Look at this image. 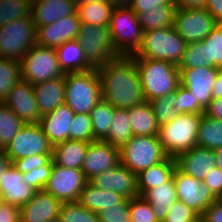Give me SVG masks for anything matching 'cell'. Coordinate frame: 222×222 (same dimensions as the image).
I'll list each match as a JSON object with an SVG mask.
<instances>
[{"instance_id": "6da1fadb", "label": "cell", "mask_w": 222, "mask_h": 222, "mask_svg": "<svg viewBox=\"0 0 222 222\" xmlns=\"http://www.w3.org/2000/svg\"><path fill=\"white\" fill-rule=\"evenodd\" d=\"M102 98L114 108L128 109L145 101L137 64L122 55L97 68Z\"/></svg>"}, {"instance_id": "7a4b0ae2", "label": "cell", "mask_w": 222, "mask_h": 222, "mask_svg": "<svg viewBox=\"0 0 222 222\" xmlns=\"http://www.w3.org/2000/svg\"><path fill=\"white\" fill-rule=\"evenodd\" d=\"M137 64L145 101L164 97L180 85L178 66L150 58L133 57Z\"/></svg>"}, {"instance_id": "3957f363", "label": "cell", "mask_w": 222, "mask_h": 222, "mask_svg": "<svg viewBox=\"0 0 222 222\" xmlns=\"http://www.w3.org/2000/svg\"><path fill=\"white\" fill-rule=\"evenodd\" d=\"M202 114L180 113L175 119L159 127V141L168 157L198 146V131Z\"/></svg>"}, {"instance_id": "277c9868", "label": "cell", "mask_w": 222, "mask_h": 222, "mask_svg": "<svg viewBox=\"0 0 222 222\" xmlns=\"http://www.w3.org/2000/svg\"><path fill=\"white\" fill-rule=\"evenodd\" d=\"M65 104L75 114L88 113L102 99L97 68L85 72L65 73Z\"/></svg>"}, {"instance_id": "5b68a950", "label": "cell", "mask_w": 222, "mask_h": 222, "mask_svg": "<svg viewBox=\"0 0 222 222\" xmlns=\"http://www.w3.org/2000/svg\"><path fill=\"white\" fill-rule=\"evenodd\" d=\"M186 45L174 27L150 30L143 32L142 44L131 56L164 60L178 66Z\"/></svg>"}, {"instance_id": "8992f818", "label": "cell", "mask_w": 222, "mask_h": 222, "mask_svg": "<svg viewBox=\"0 0 222 222\" xmlns=\"http://www.w3.org/2000/svg\"><path fill=\"white\" fill-rule=\"evenodd\" d=\"M166 157L158 136H132L120 148V163L136 175Z\"/></svg>"}, {"instance_id": "52a82bcc", "label": "cell", "mask_w": 222, "mask_h": 222, "mask_svg": "<svg viewBox=\"0 0 222 222\" xmlns=\"http://www.w3.org/2000/svg\"><path fill=\"white\" fill-rule=\"evenodd\" d=\"M109 28L115 49L121 55L131 56L141 46L143 31L137 14L129 6H115Z\"/></svg>"}, {"instance_id": "ba28073f", "label": "cell", "mask_w": 222, "mask_h": 222, "mask_svg": "<svg viewBox=\"0 0 222 222\" xmlns=\"http://www.w3.org/2000/svg\"><path fill=\"white\" fill-rule=\"evenodd\" d=\"M36 32L32 17L19 18L0 26V57L21 61L36 44Z\"/></svg>"}, {"instance_id": "9c48e42d", "label": "cell", "mask_w": 222, "mask_h": 222, "mask_svg": "<svg viewBox=\"0 0 222 222\" xmlns=\"http://www.w3.org/2000/svg\"><path fill=\"white\" fill-rule=\"evenodd\" d=\"M76 40L81 44L86 60L94 68L122 56L115 49L109 26L81 24Z\"/></svg>"}, {"instance_id": "30bf717a", "label": "cell", "mask_w": 222, "mask_h": 222, "mask_svg": "<svg viewBox=\"0 0 222 222\" xmlns=\"http://www.w3.org/2000/svg\"><path fill=\"white\" fill-rule=\"evenodd\" d=\"M20 63L22 80L32 85L65 75L60 68L57 52L54 48L34 44L22 57Z\"/></svg>"}, {"instance_id": "8fae6325", "label": "cell", "mask_w": 222, "mask_h": 222, "mask_svg": "<svg viewBox=\"0 0 222 222\" xmlns=\"http://www.w3.org/2000/svg\"><path fill=\"white\" fill-rule=\"evenodd\" d=\"M4 150L13 162L35 154H52L53 146L39 124L26 123Z\"/></svg>"}, {"instance_id": "7c38bea8", "label": "cell", "mask_w": 222, "mask_h": 222, "mask_svg": "<svg viewBox=\"0 0 222 222\" xmlns=\"http://www.w3.org/2000/svg\"><path fill=\"white\" fill-rule=\"evenodd\" d=\"M87 182L81 169L65 168L53 162L45 190L62 203L74 202L78 201Z\"/></svg>"}, {"instance_id": "4fadbf2b", "label": "cell", "mask_w": 222, "mask_h": 222, "mask_svg": "<svg viewBox=\"0 0 222 222\" xmlns=\"http://www.w3.org/2000/svg\"><path fill=\"white\" fill-rule=\"evenodd\" d=\"M178 200L201 216L204 210L218 198L204 182L184 174L177 167L172 175Z\"/></svg>"}, {"instance_id": "5bb4252c", "label": "cell", "mask_w": 222, "mask_h": 222, "mask_svg": "<svg viewBox=\"0 0 222 222\" xmlns=\"http://www.w3.org/2000/svg\"><path fill=\"white\" fill-rule=\"evenodd\" d=\"M216 26L217 21L205 8L175 10L174 28L187 43L202 41Z\"/></svg>"}, {"instance_id": "9a60e30c", "label": "cell", "mask_w": 222, "mask_h": 222, "mask_svg": "<svg viewBox=\"0 0 222 222\" xmlns=\"http://www.w3.org/2000/svg\"><path fill=\"white\" fill-rule=\"evenodd\" d=\"M218 68L212 66L179 68L180 85L189 90L195 100L205 109L212 101V88L217 79Z\"/></svg>"}, {"instance_id": "2e32d148", "label": "cell", "mask_w": 222, "mask_h": 222, "mask_svg": "<svg viewBox=\"0 0 222 222\" xmlns=\"http://www.w3.org/2000/svg\"><path fill=\"white\" fill-rule=\"evenodd\" d=\"M120 163V148L103 140L89 142L81 170L89 181Z\"/></svg>"}, {"instance_id": "e0dca14e", "label": "cell", "mask_w": 222, "mask_h": 222, "mask_svg": "<svg viewBox=\"0 0 222 222\" xmlns=\"http://www.w3.org/2000/svg\"><path fill=\"white\" fill-rule=\"evenodd\" d=\"M4 104L25 124H38L42 118L35 100L33 85L24 80L11 88Z\"/></svg>"}, {"instance_id": "ac0fdd59", "label": "cell", "mask_w": 222, "mask_h": 222, "mask_svg": "<svg viewBox=\"0 0 222 222\" xmlns=\"http://www.w3.org/2000/svg\"><path fill=\"white\" fill-rule=\"evenodd\" d=\"M36 28V44L56 49L66 41L77 38L81 22L76 12L52 24L36 26Z\"/></svg>"}, {"instance_id": "d6986e66", "label": "cell", "mask_w": 222, "mask_h": 222, "mask_svg": "<svg viewBox=\"0 0 222 222\" xmlns=\"http://www.w3.org/2000/svg\"><path fill=\"white\" fill-rule=\"evenodd\" d=\"M89 182L97 188L120 193L126 199L139 196L136 174L121 163L113 169L96 175Z\"/></svg>"}, {"instance_id": "ffe728a7", "label": "cell", "mask_w": 222, "mask_h": 222, "mask_svg": "<svg viewBox=\"0 0 222 222\" xmlns=\"http://www.w3.org/2000/svg\"><path fill=\"white\" fill-rule=\"evenodd\" d=\"M62 202L51 193L38 190L35 195L20 208V222H48L59 218Z\"/></svg>"}, {"instance_id": "44dd1931", "label": "cell", "mask_w": 222, "mask_h": 222, "mask_svg": "<svg viewBox=\"0 0 222 222\" xmlns=\"http://www.w3.org/2000/svg\"><path fill=\"white\" fill-rule=\"evenodd\" d=\"M175 160L176 167L181 172L201 182L216 167L214 150L200 146L179 154Z\"/></svg>"}, {"instance_id": "7402d4cb", "label": "cell", "mask_w": 222, "mask_h": 222, "mask_svg": "<svg viewBox=\"0 0 222 222\" xmlns=\"http://www.w3.org/2000/svg\"><path fill=\"white\" fill-rule=\"evenodd\" d=\"M37 190L23 182V173L12 164L3 172L0 181V195L3 203L21 208Z\"/></svg>"}, {"instance_id": "603a6c76", "label": "cell", "mask_w": 222, "mask_h": 222, "mask_svg": "<svg viewBox=\"0 0 222 222\" xmlns=\"http://www.w3.org/2000/svg\"><path fill=\"white\" fill-rule=\"evenodd\" d=\"M74 114V111L64 103L52 112L42 115L38 124L52 146L69 140V126Z\"/></svg>"}, {"instance_id": "cb8c5ba5", "label": "cell", "mask_w": 222, "mask_h": 222, "mask_svg": "<svg viewBox=\"0 0 222 222\" xmlns=\"http://www.w3.org/2000/svg\"><path fill=\"white\" fill-rule=\"evenodd\" d=\"M75 0H32L31 17L36 26L48 25L75 14Z\"/></svg>"}, {"instance_id": "d4e9b609", "label": "cell", "mask_w": 222, "mask_h": 222, "mask_svg": "<svg viewBox=\"0 0 222 222\" xmlns=\"http://www.w3.org/2000/svg\"><path fill=\"white\" fill-rule=\"evenodd\" d=\"M34 96L41 115L52 112L65 103L64 77L33 85Z\"/></svg>"}, {"instance_id": "484cf974", "label": "cell", "mask_w": 222, "mask_h": 222, "mask_svg": "<svg viewBox=\"0 0 222 222\" xmlns=\"http://www.w3.org/2000/svg\"><path fill=\"white\" fill-rule=\"evenodd\" d=\"M141 196L151 204L153 212L159 222L165 220L170 207L178 201L173 177L166 183L159 184L155 188L146 190Z\"/></svg>"}, {"instance_id": "4316f807", "label": "cell", "mask_w": 222, "mask_h": 222, "mask_svg": "<svg viewBox=\"0 0 222 222\" xmlns=\"http://www.w3.org/2000/svg\"><path fill=\"white\" fill-rule=\"evenodd\" d=\"M175 168V158L167 156L162 162L140 171L136 175L139 196L146 190L155 188L159 184L166 183L172 177Z\"/></svg>"}, {"instance_id": "83f0119b", "label": "cell", "mask_w": 222, "mask_h": 222, "mask_svg": "<svg viewBox=\"0 0 222 222\" xmlns=\"http://www.w3.org/2000/svg\"><path fill=\"white\" fill-rule=\"evenodd\" d=\"M55 50L64 73L85 72L94 68L86 60L84 50L76 39L66 41Z\"/></svg>"}, {"instance_id": "f1b7e54d", "label": "cell", "mask_w": 222, "mask_h": 222, "mask_svg": "<svg viewBox=\"0 0 222 222\" xmlns=\"http://www.w3.org/2000/svg\"><path fill=\"white\" fill-rule=\"evenodd\" d=\"M125 197L120 193L95 187L89 181L81 191L78 202L95 213L119 205Z\"/></svg>"}, {"instance_id": "f546056e", "label": "cell", "mask_w": 222, "mask_h": 222, "mask_svg": "<svg viewBox=\"0 0 222 222\" xmlns=\"http://www.w3.org/2000/svg\"><path fill=\"white\" fill-rule=\"evenodd\" d=\"M127 110L133 136H158L159 126L149 101Z\"/></svg>"}, {"instance_id": "4dcf8cb0", "label": "cell", "mask_w": 222, "mask_h": 222, "mask_svg": "<svg viewBox=\"0 0 222 222\" xmlns=\"http://www.w3.org/2000/svg\"><path fill=\"white\" fill-rule=\"evenodd\" d=\"M89 142L67 140L53 146L54 164L65 168L81 169Z\"/></svg>"}, {"instance_id": "1f68e13d", "label": "cell", "mask_w": 222, "mask_h": 222, "mask_svg": "<svg viewBox=\"0 0 222 222\" xmlns=\"http://www.w3.org/2000/svg\"><path fill=\"white\" fill-rule=\"evenodd\" d=\"M175 10L176 6L172 3L171 5H159V8L145 9V11L137 13L142 31L174 27Z\"/></svg>"}, {"instance_id": "d6a6232c", "label": "cell", "mask_w": 222, "mask_h": 222, "mask_svg": "<svg viewBox=\"0 0 222 222\" xmlns=\"http://www.w3.org/2000/svg\"><path fill=\"white\" fill-rule=\"evenodd\" d=\"M115 6L109 1L77 4V14L81 24L109 26Z\"/></svg>"}, {"instance_id": "836d02e7", "label": "cell", "mask_w": 222, "mask_h": 222, "mask_svg": "<svg viewBox=\"0 0 222 222\" xmlns=\"http://www.w3.org/2000/svg\"><path fill=\"white\" fill-rule=\"evenodd\" d=\"M133 136L127 109L114 108L113 119L108 135L103 141L109 142L115 147L121 148Z\"/></svg>"}, {"instance_id": "e575fe53", "label": "cell", "mask_w": 222, "mask_h": 222, "mask_svg": "<svg viewBox=\"0 0 222 222\" xmlns=\"http://www.w3.org/2000/svg\"><path fill=\"white\" fill-rule=\"evenodd\" d=\"M198 146L217 150L222 147V121L202 114L198 131Z\"/></svg>"}, {"instance_id": "d590c367", "label": "cell", "mask_w": 222, "mask_h": 222, "mask_svg": "<svg viewBox=\"0 0 222 222\" xmlns=\"http://www.w3.org/2000/svg\"><path fill=\"white\" fill-rule=\"evenodd\" d=\"M113 114L114 107L103 98L89 112L96 140H103L108 135Z\"/></svg>"}, {"instance_id": "8d00e7d4", "label": "cell", "mask_w": 222, "mask_h": 222, "mask_svg": "<svg viewBox=\"0 0 222 222\" xmlns=\"http://www.w3.org/2000/svg\"><path fill=\"white\" fill-rule=\"evenodd\" d=\"M22 80L21 63L0 57V103H4L11 88Z\"/></svg>"}, {"instance_id": "74e56055", "label": "cell", "mask_w": 222, "mask_h": 222, "mask_svg": "<svg viewBox=\"0 0 222 222\" xmlns=\"http://www.w3.org/2000/svg\"><path fill=\"white\" fill-rule=\"evenodd\" d=\"M25 123L4 103H0V149H5Z\"/></svg>"}, {"instance_id": "f35d334b", "label": "cell", "mask_w": 222, "mask_h": 222, "mask_svg": "<svg viewBox=\"0 0 222 222\" xmlns=\"http://www.w3.org/2000/svg\"><path fill=\"white\" fill-rule=\"evenodd\" d=\"M32 0H0V26L19 18L31 17Z\"/></svg>"}, {"instance_id": "ab89813d", "label": "cell", "mask_w": 222, "mask_h": 222, "mask_svg": "<svg viewBox=\"0 0 222 222\" xmlns=\"http://www.w3.org/2000/svg\"><path fill=\"white\" fill-rule=\"evenodd\" d=\"M205 63L212 67L222 66V28L218 25L202 40Z\"/></svg>"}, {"instance_id": "60d3db41", "label": "cell", "mask_w": 222, "mask_h": 222, "mask_svg": "<svg viewBox=\"0 0 222 222\" xmlns=\"http://www.w3.org/2000/svg\"><path fill=\"white\" fill-rule=\"evenodd\" d=\"M60 222H99L98 213L83 207L78 201L65 202L59 213Z\"/></svg>"}, {"instance_id": "b9f144b4", "label": "cell", "mask_w": 222, "mask_h": 222, "mask_svg": "<svg viewBox=\"0 0 222 222\" xmlns=\"http://www.w3.org/2000/svg\"><path fill=\"white\" fill-rule=\"evenodd\" d=\"M69 140L92 142L96 139L93 135V127L88 113L74 114L69 126Z\"/></svg>"}, {"instance_id": "7bdbcfd3", "label": "cell", "mask_w": 222, "mask_h": 222, "mask_svg": "<svg viewBox=\"0 0 222 222\" xmlns=\"http://www.w3.org/2000/svg\"><path fill=\"white\" fill-rule=\"evenodd\" d=\"M176 99V91L169 93L164 97H159L150 101L154 115L159 127L169 123L178 115L172 103Z\"/></svg>"}, {"instance_id": "ee69618b", "label": "cell", "mask_w": 222, "mask_h": 222, "mask_svg": "<svg viewBox=\"0 0 222 222\" xmlns=\"http://www.w3.org/2000/svg\"><path fill=\"white\" fill-rule=\"evenodd\" d=\"M174 109L178 114L192 113L204 114V108L195 100L193 94L179 85L176 89V99L172 103Z\"/></svg>"}, {"instance_id": "f6af8a7d", "label": "cell", "mask_w": 222, "mask_h": 222, "mask_svg": "<svg viewBox=\"0 0 222 222\" xmlns=\"http://www.w3.org/2000/svg\"><path fill=\"white\" fill-rule=\"evenodd\" d=\"M199 66H208L207 63H205L203 41L187 43L183 59L179 63L178 68H196Z\"/></svg>"}, {"instance_id": "bcb514c9", "label": "cell", "mask_w": 222, "mask_h": 222, "mask_svg": "<svg viewBox=\"0 0 222 222\" xmlns=\"http://www.w3.org/2000/svg\"><path fill=\"white\" fill-rule=\"evenodd\" d=\"M129 213L131 222H159L153 212L151 204L142 196L130 199Z\"/></svg>"}, {"instance_id": "7dc6e473", "label": "cell", "mask_w": 222, "mask_h": 222, "mask_svg": "<svg viewBox=\"0 0 222 222\" xmlns=\"http://www.w3.org/2000/svg\"><path fill=\"white\" fill-rule=\"evenodd\" d=\"M130 199H124L119 205L107 207L98 213L99 222H131L129 213Z\"/></svg>"}, {"instance_id": "c3c4849f", "label": "cell", "mask_w": 222, "mask_h": 222, "mask_svg": "<svg viewBox=\"0 0 222 222\" xmlns=\"http://www.w3.org/2000/svg\"><path fill=\"white\" fill-rule=\"evenodd\" d=\"M163 222H200V216L178 200L170 207Z\"/></svg>"}, {"instance_id": "681fc988", "label": "cell", "mask_w": 222, "mask_h": 222, "mask_svg": "<svg viewBox=\"0 0 222 222\" xmlns=\"http://www.w3.org/2000/svg\"><path fill=\"white\" fill-rule=\"evenodd\" d=\"M12 165L21 173L31 172L40 166H53L52 154H35L33 156L16 159Z\"/></svg>"}, {"instance_id": "f907efd6", "label": "cell", "mask_w": 222, "mask_h": 222, "mask_svg": "<svg viewBox=\"0 0 222 222\" xmlns=\"http://www.w3.org/2000/svg\"><path fill=\"white\" fill-rule=\"evenodd\" d=\"M53 166H40L31 172L23 173V182L32 186L34 189L44 190L48 184Z\"/></svg>"}, {"instance_id": "816d5d0a", "label": "cell", "mask_w": 222, "mask_h": 222, "mask_svg": "<svg viewBox=\"0 0 222 222\" xmlns=\"http://www.w3.org/2000/svg\"><path fill=\"white\" fill-rule=\"evenodd\" d=\"M218 198H222V171L215 167L202 181Z\"/></svg>"}, {"instance_id": "f5cc1de1", "label": "cell", "mask_w": 222, "mask_h": 222, "mask_svg": "<svg viewBox=\"0 0 222 222\" xmlns=\"http://www.w3.org/2000/svg\"><path fill=\"white\" fill-rule=\"evenodd\" d=\"M200 222H222V198L208 206L200 216Z\"/></svg>"}, {"instance_id": "db71d44e", "label": "cell", "mask_w": 222, "mask_h": 222, "mask_svg": "<svg viewBox=\"0 0 222 222\" xmlns=\"http://www.w3.org/2000/svg\"><path fill=\"white\" fill-rule=\"evenodd\" d=\"M172 0H132L129 7L137 14L145 9L159 8V5H171Z\"/></svg>"}, {"instance_id": "11a10c76", "label": "cell", "mask_w": 222, "mask_h": 222, "mask_svg": "<svg viewBox=\"0 0 222 222\" xmlns=\"http://www.w3.org/2000/svg\"><path fill=\"white\" fill-rule=\"evenodd\" d=\"M0 222H20V208L11 204H0Z\"/></svg>"}, {"instance_id": "9f6ffc18", "label": "cell", "mask_w": 222, "mask_h": 222, "mask_svg": "<svg viewBox=\"0 0 222 222\" xmlns=\"http://www.w3.org/2000/svg\"><path fill=\"white\" fill-rule=\"evenodd\" d=\"M207 117L222 121V98H215L204 110Z\"/></svg>"}, {"instance_id": "6f0895ef", "label": "cell", "mask_w": 222, "mask_h": 222, "mask_svg": "<svg viewBox=\"0 0 222 222\" xmlns=\"http://www.w3.org/2000/svg\"><path fill=\"white\" fill-rule=\"evenodd\" d=\"M176 8L204 9L206 0H172Z\"/></svg>"}, {"instance_id": "680465c9", "label": "cell", "mask_w": 222, "mask_h": 222, "mask_svg": "<svg viewBox=\"0 0 222 222\" xmlns=\"http://www.w3.org/2000/svg\"><path fill=\"white\" fill-rule=\"evenodd\" d=\"M205 9L217 21L222 17V0H206Z\"/></svg>"}, {"instance_id": "91938a15", "label": "cell", "mask_w": 222, "mask_h": 222, "mask_svg": "<svg viewBox=\"0 0 222 222\" xmlns=\"http://www.w3.org/2000/svg\"><path fill=\"white\" fill-rule=\"evenodd\" d=\"M212 98H222V66L218 68L217 79L212 88Z\"/></svg>"}, {"instance_id": "94428289", "label": "cell", "mask_w": 222, "mask_h": 222, "mask_svg": "<svg viewBox=\"0 0 222 222\" xmlns=\"http://www.w3.org/2000/svg\"><path fill=\"white\" fill-rule=\"evenodd\" d=\"M11 164H12V161L7 156L5 150L0 149V181L3 175V172L6 171Z\"/></svg>"}, {"instance_id": "6125c7cd", "label": "cell", "mask_w": 222, "mask_h": 222, "mask_svg": "<svg viewBox=\"0 0 222 222\" xmlns=\"http://www.w3.org/2000/svg\"><path fill=\"white\" fill-rule=\"evenodd\" d=\"M216 167L222 171V147L215 150Z\"/></svg>"}, {"instance_id": "be15d7a7", "label": "cell", "mask_w": 222, "mask_h": 222, "mask_svg": "<svg viewBox=\"0 0 222 222\" xmlns=\"http://www.w3.org/2000/svg\"><path fill=\"white\" fill-rule=\"evenodd\" d=\"M114 6H129L132 3V0H108Z\"/></svg>"}, {"instance_id": "e7e4bbea", "label": "cell", "mask_w": 222, "mask_h": 222, "mask_svg": "<svg viewBox=\"0 0 222 222\" xmlns=\"http://www.w3.org/2000/svg\"><path fill=\"white\" fill-rule=\"evenodd\" d=\"M76 4H85L89 2H96V1H108V0H75Z\"/></svg>"}, {"instance_id": "03108f58", "label": "cell", "mask_w": 222, "mask_h": 222, "mask_svg": "<svg viewBox=\"0 0 222 222\" xmlns=\"http://www.w3.org/2000/svg\"><path fill=\"white\" fill-rule=\"evenodd\" d=\"M217 25L222 28V17L217 20Z\"/></svg>"}, {"instance_id": "003e7915", "label": "cell", "mask_w": 222, "mask_h": 222, "mask_svg": "<svg viewBox=\"0 0 222 222\" xmlns=\"http://www.w3.org/2000/svg\"><path fill=\"white\" fill-rule=\"evenodd\" d=\"M48 222H60L59 218L57 219H54V220H51V221H48Z\"/></svg>"}]
</instances>
